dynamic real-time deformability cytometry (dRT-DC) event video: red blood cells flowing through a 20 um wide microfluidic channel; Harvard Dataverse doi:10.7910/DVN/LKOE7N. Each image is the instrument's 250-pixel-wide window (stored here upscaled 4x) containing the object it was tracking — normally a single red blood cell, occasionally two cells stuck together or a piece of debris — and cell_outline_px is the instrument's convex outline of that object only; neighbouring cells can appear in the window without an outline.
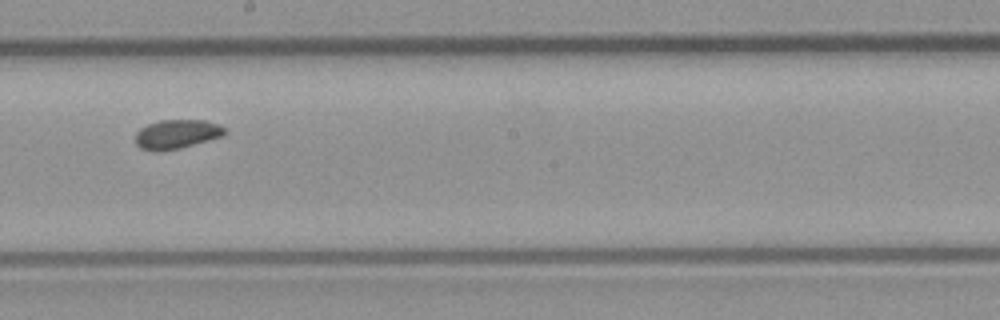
{"species": "common noctule bat (a hibernating species)", "species_latin": "Nyctalus noctula", "temperature_condition": "room temperature", "stored_images_in_passage": 6, "camera_frame_rate_fps": 3000, "um_per_image_px": 0.085, "animal": {"sex": "male", "body_mass_g": 23.1, "forearm_length_mm": 52.7}, "frame": {"image": 1, "passage_image": 6, "time_ms": 6.333, "image_size_px": [1000, 320], "cell_outline_px": [[228, 132], [220, 136], [208, 140], [180, 148], [156, 152], [140, 148], [136, 144], [136, 132], [140, 128], [148, 124], [160, 120], [204, 120], [220, 124], [228, 128]], "centroid_in_image_um": [15.04, 11.39], "position_along_channel_um": 233.2, "area_um2": 15.26}}